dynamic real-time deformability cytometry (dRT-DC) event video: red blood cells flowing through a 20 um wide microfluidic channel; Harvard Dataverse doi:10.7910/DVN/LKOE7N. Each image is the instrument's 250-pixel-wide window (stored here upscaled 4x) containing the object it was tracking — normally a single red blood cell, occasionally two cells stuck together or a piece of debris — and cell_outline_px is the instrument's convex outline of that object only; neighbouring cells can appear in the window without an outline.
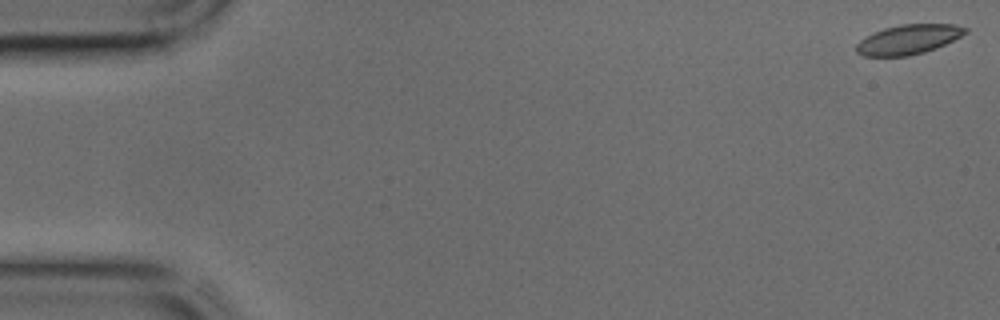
{"species": "common noctule bat (a hibernating species)", "species_latin": "Nyctalus noctula", "temperature_condition": "cold", "stored_images_in_passage": 42, "camera_frame_rate_fps": 3000, "um_per_image_px": 0.085, "animal": {"sex": "male", "body_mass_g": 17.9, "forearm_length_mm": 54.2}, "frame": {"image": 1, "passage_image": 1, "time_ms": 0.0, "image_size_px": [1000, 320], "cell_outline_px": [[968, 32], [936, 48], [924, 52], [908, 56], [864, 56], [856, 52], [856, 44], [860, 40], [884, 28], [900, 24], [956, 24], [968, 28]], "centroid_in_image_um": [77.22, 3.35], "position_along_channel_um": 7.8, "area_um2": 18.67}}
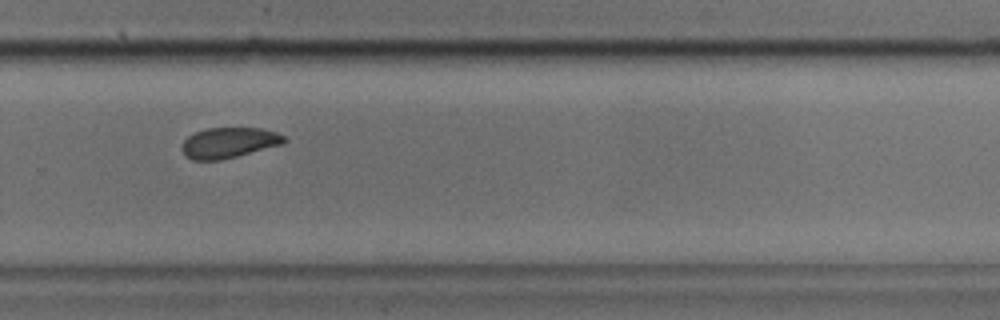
{"frame": {"image": 2, "passage_image": 30, "time_ms": 9.667, "image_size_px": [1000, 320], "cell_outline_px": [[288, 140], [280, 144], [236, 156], [220, 160], [192, 160], [184, 156], [180, 148], [184, 140], [188, 136], [196, 132], [208, 128], [260, 128], [276, 132], [284, 136]], "centroid_in_image_um": [19.39, 12.13], "position_along_channel_um": 310.4, "area_um2": 18.03}}
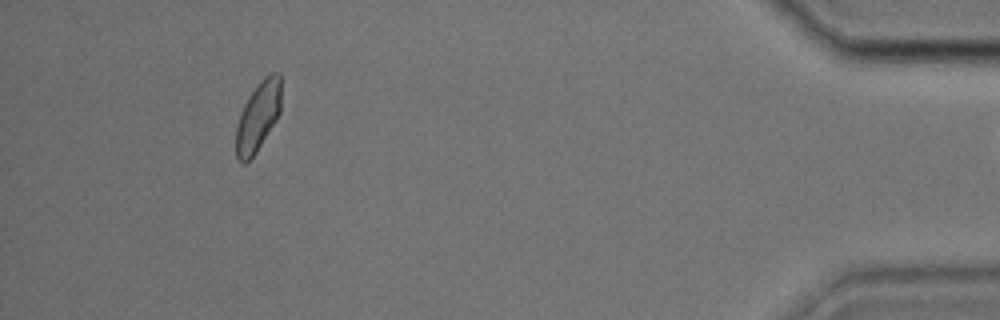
{"frame": {"image": 3, "passage_image": 41, "time_ms": 13.333, "image_size_px": [1000, 320], "cell_outline_px": [[280, 112], [276, 120], [256, 152], [244, 164], [236, 156], [236, 124], [240, 112], [248, 96], [256, 84], [264, 76], [272, 72], [280, 72]], "centroid_in_image_um": [21.92, 9.85], "position_along_channel_um": 413.3, "area_um2": 18.26}}